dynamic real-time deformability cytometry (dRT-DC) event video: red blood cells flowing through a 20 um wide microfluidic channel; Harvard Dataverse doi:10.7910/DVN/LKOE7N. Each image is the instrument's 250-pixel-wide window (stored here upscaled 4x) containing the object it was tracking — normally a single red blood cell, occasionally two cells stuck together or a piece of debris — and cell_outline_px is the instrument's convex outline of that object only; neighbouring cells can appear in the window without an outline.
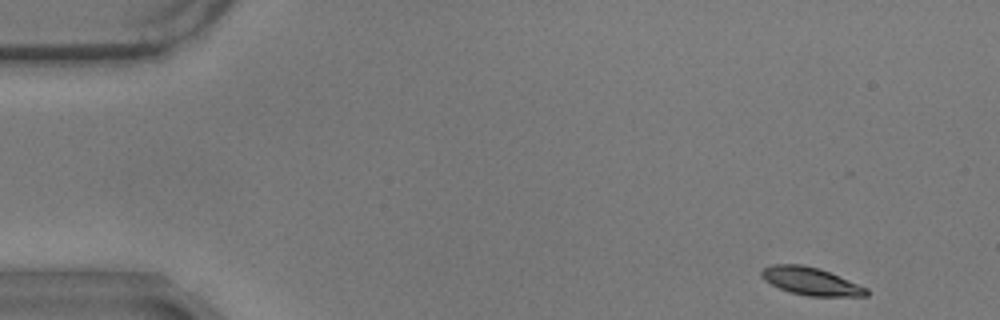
{"species": "common noctule bat (a hibernating species)", "species_latin": "Nyctalus noctula", "temperature_condition": "warm", "stored_images_in_passage": 10, "camera_frame_rate_fps": 3000, "um_per_image_px": 0.085, "animal": {"sex": "male", "body_mass_g": 17.9}, "frame": {"image": 1, "passage_image": 1, "time_ms": 0.0, "image_size_px": [1000, 320], "cell_outline_px": [[868, 296], [808, 296], [788, 292], [764, 280], [760, 276], [760, 272], [764, 268], [772, 264], [804, 264], [828, 272], [868, 288]], "centroid_in_image_um": [68.89, 23.91], "position_along_channel_um": 16.1, "area_um2": 16.82}}